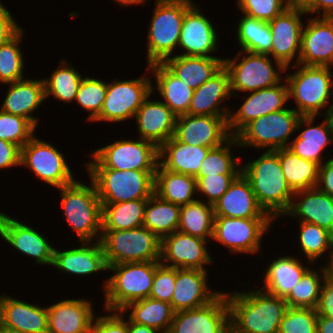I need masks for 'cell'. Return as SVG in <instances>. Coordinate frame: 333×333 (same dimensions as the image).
<instances>
[{
  "label": "cell",
  "instance_id": "6da1fadb",
  "mask_svg": "<svg viewBox=\"0 0 333 333\" xmlns=\"http://www.w3.org/2000/svg\"><path fill=\"white\" fill-rule=\"evenodd\" d=\"M230 312V333H278L288 308L283 298L261 289L226 293Z\"/></svg>",
  "mask_w": 333,
  "mask_h": 333
},
{
  "label": "cell",
  "instance_id": "7a4b0ae2",
  "mask_svg": "<svg viewBox=\"0 0 333 333\" xmlns=\"http://www.w3.org/2000/svg\"><path fill=\"white\" fill-rule=\"evenodd\" d=\"M258 204L273 219L282 217L290 208L294 192L286 182L278 155L265 151L254 161L242 165Z\"/></svg>",
  "mask_w": 333,
  "mask_h": 333
},
{
  "label": "cell",
  "instance_id": "3957f363",
  "mask_svg": "<svg viewBox=\"0 0 333 333\" xmlns=\"http://www.w3.org/2000/svg\"><path fill=\"white\" fill-rule=\"evenodd\" d=\"M90 181L91 186L75 180L58 188L64 217L80 242L100 241L102 233V204L95 184Z\"/></svg>",
  "mask_w": 333,
  "mask_h": 333
},
{
  "label": "cell",
  "instance_id": "277c9868",
  "mask_svg": "<svg viewBox=\"0 0 333 333\" xmlns=\"http://www.w3.org/2000/svg\"><path fill=\"white\" fill-rule=\"evenodd\" d=\"M160 261L109 265L115 272L104 282L105 309L122 311L129 303L149 297Z\"/></svg>",
  "mask_w": 333,
  "mask_h": 333
},
{
  "label": "cell",
  "instance_id": "5b68a950",
  "mask_svg": "<svg viewBox=\"0 0 333 333\" xmlns=\"http://www.w3.org/2000/svg\"><path fill=\"white\" fill-rule=\"evenodd\" d=\"M193 4L188 0L155 1L147 33V65L162 63L175 54L185 13Z\"/></svg>",
  "mask_w": 333,
  "mask_h": 333
},
{
  "label": "cell",
  "instance_id": "8992f818",
  "mask_svg": "<svg viewBox=\"0 0 333 333\" xmlns=\"http://www.w3.org/2000/svg\"><path fill=\"white\" fill-rule=\"evenodd\" d=\"M100 242L108 266L160 261L161 239L141 226L125 230H102Z\"/></svg>",
  "mask_w": 333,
  "mask_h": 333
},
{
  "label": "cell",
  "instance_id": "52a82bcc",
  "mask_svg": "<svg viewBox=\"0 0 333 333\" xmlns=\"http://www.w3.org/2000/svg\"><path fill=\"white\" fill-rule=\"evenodd\" d=\"M300 66V67H299ZM299 67L295 73L284 76L297 107L294 109L300 116H322V109L329 106L332 96V67L293 65Z\"/></svg>",
  "mask_w": 333,
  "mask_h": 333
},
{
  "label": "cell",
  "instance_id": "ba28073f",
  "mask_svg": "<svg viewBox=\"0 0 333 333\" xmlns=\"http://www.w3.org/2000/svg\"><path fill=\"white\" fill-rule=\"evenodd\" d=\"M101 204L147 200L155 190L156 171L87 169Z\"/></svg>",
  "mask_w": 333,
  "mask_h": 333
},
{
  "label": "cell",
  "instance_id": "9c48e42d",
  "mask_svg": "<svg viewBox=\"0 0 333 333\" xmlns=\"http://www.w3.org/2000/svg\"><path fill=\"white\" fill-rule=\"evenodd\" d=\"M93 160L86 162V169H115L120 171H156L159 148L150 141L117 140L91 153Z\"/></svg>",
  "mask_w": 333,
  "mask_h": 333
},
{
  "label": "cell",
  "instance_id": "30bf717a",
  "mask_svg": "<svg viewBox=\"0 0 333 333\" xmlns=\"http://www.w3.org/2000/svg\"><path fill=\"white\" fill-rule=\"evenodd\" d=\"M241 54H245V56ZM240 56L243 58L241 61L238 59ZM271 59L268 54L241 50L235 58L224 59V67L230 74L232 95L236 96L234 91L253 92L281 83L283 76H280V73L285 72L286 68L280 62L276 60L272 62ZM274 63L279 73L275 69Z\"/></svg>",
  "mask_w": 333,
  "mask_h": 333
},
{
  "label": "cell",
  "instance_id": "8fae6325",
  "mask_svg": "<svg viewBox=\"0 0 333 333\" xmlns=\"http://www.w3.org/2000/svg\"><path fill=\"white\" fill-rule=\"evenodd\" d=\"M301 116L293 109H283L261 116L247 124L237 135L239 147L275 151L288 148ZM289 142V143H288Z\"/></svg>",
  "mask_w": 333,
  "mask_h": 333
},
{
  "label": "cell",
  "instance_id": "7c38bea8",
  "mask_svg": "<svg viewBox=\"0 0 333 333\" xmlns=\"http://www.w3.org/2000/svg\"><path fill=\"white\" fill-rule=\"evenodd\" d=\"M149 77L113 80L107 83V93L100 114L93 120L121 122L135 117L143 101L155 90Z\"/></svg>",
  "mask_w": 333,
  "mask_h": 333
},
{
  "label": "cell",
  "instance_id": "4fadbf2b",
  "mask_svg": "<svg viewBox=\"0 0 333 333\" xmlns=\"http://www.w3.org/2000/svg\"><path fill=\"white\" fill-rule=\"evenodd\" d=\"M21 165L30 168L37 178L56 188L76 180L63 153L35 136L21 148Z\"/></svg>",
  "mask_w": 333,
  "mask_h": 333
},
{
  "label": "cell",
  "instance_id": "5bb4252c",
  "mask_svg": "<svg viewBox=\"0 0 333 333\" xmlns=\"http://www.w3.org/2000/svg\"><path fill=\"white\" fill-rule=\"evenodd\" d=\"M273 218H230L215 216L213 240L229 248L231 253H257L261 239Z\"/></svg>",
  "mask_w": 333,
  "mask_h": 333
},
{
  "label": "cell",
  "instance_id": "9a60e30c",
  "mask_svg": "<svg viewBox=\"0 0 333 333\" xmlns=\"http://www.w3.org/2000/svg\"><path fill=\"white\" fill-rule=\"evenodd\" d=\"M168 333H230V312L226 293L205 306L175 312Z\"/></svg>",
  "mask_w": 333,
  "mask_h": 333
},
{
  "label": "cell",
  "instance_id": "2e32d148",
  "mask_svg": "<svg viewBox=\"0 0 333 333\" xmlns=\"http://www.w3.org/2000/svg\"><path fill=\"white\" fill-rule=\"evenodd\" d=\"M306 13L302 8H287L268 22L272 34V45L268 55L280 62L286 70L294 58L296 63L293 65L299 62L304 27L301 16Z\"/></svg>",
  "mask_w": 333,
  "mask_h": 333
},
{
  "label": "cell",
  "instance_id": "e0dca14e",
  "mask_svg": "<svg viewBox=\"0 0 333 333\" xmlns=\"http://www.w3.org/2000/svg\"><path fill=\"white\" fill-rule=\"evenodd\" d=\"M229 116H209L185 114L176 118L174 137L181 143L191 146L215 148L230 137Z\"/></svg>",
  "mask_w": 333,
  "mask_h": 333
},
{
  "label": "cell",
  "instance_id": "ac0fdd59",
  "mask_svg": "<svg viewBox=\"0 0 333 333\" xmlns=\"http://www.w3.org/2000/svg\"><path fill=\"white\" fill-rule=\"evenodd\" d=\"M249 93L239 109L229 113L228 129L231 136H236L247 124L261 116L287 109L283 106L290 99L286 80L285 83Z\"/></svg>",
  "mask_w": 333,
  "mask_h": 333
},
{
  "label": "cell",
  "instance_id": "d6986e66",
  "mask_svg": "<svg viewBox=\"0 0 333 333\" xmlns=\"http://www.w3.org/2000/svg\"><path fill=\"white\" fill-rule=\"evenodd\" d=\"M207 242L202 238L175 231L161 239L160 262L178 269L206 270L205 265L213 262L206 248Z\"/></svg>",
  "mask_w": 333,
  "mask_h": 333
},
{
  "label": "cell",
  "instance_id": "ffe728a7",
  "mask_svg": "<svg viewBox=\"0 0 333 333\" xmlns=\"http://www.w3.org/2000/svg\"><path fill=\"white\" fill-rule=\"evenodd\" d=\"M298 65L333 66V17L317 16L307 21Z\"/></svg>",
  "mask_w": 333,
  "mask_h": 333
},
{
  "label": "cell",
  "instance_id": "44dd1931",
  "mask_svg": "<svg viewBox=\"0 0 333 333\" xmlns=\"http://www.w3.org/2000/svg\"><path fill=\"white\" fill-rule=\"evenodd\" d=\"M217 38L216 28L194 3L182 22L178 46L185 53L179 55L213 57L211 53L218 49Z\"/></svg>",
  "mask_w": 333,
  "mask_h": 333
},
{
  "label": "cell",
  "instance_id": "7402d4cb",
  "mask_svg": "<svg viewBox=\"0 0 333 333\" xmlns=\"http://www.w3.org/2000/svg\"><path fill=\"white\" fill-rule=\"evenodd\" d=\"M0 236L18 251L34 257L37 264L52 266L55 248L28 224L6 215L0 224Z\"/></svg>",
  "mask_w": 333,
  "mask_h": 333
},
{
  "label": "cell",
  "instance_id": "603a6c76",
  "mask_svg": "<svg viewBox=\"0 0 333 333\" xmlns=\"http://www.w3.org/2000/svg\"><path fill=\"white\" fill-rule=\"evenodd\" d=\"M207 276L206 270L176 268V282L170 303L175 312L205 306L221 293L210 291Z\"/></svg>",
  "mask_w": 333,
  "mask_h": 333
},
{
  "label": "cell",
  "instance_id": "cb8c5ba5",
  "mask_svg": "<svg viewBox=\"0 0 333 333\" xmlns=\"http://www.w3.org/2000/svg\"><path fill=\"white\" fill-rule=\"evenodd\" d=\"M139 138L153 142L158 148L174 136L177 116L160 100L143 101L135 114Z\"/></svg>",
  "mask_w": 333,
  "mask_h": 333
},
{
  "label": "cell",
  "instance_id": "d4e9b609",
  "mask_svg": "<svg viewBox=\"0 0 333 333\" xmlns=\"http://www.w3.org/2000/svg\"><path fill=\"white\" fill-rule=\"evenodd\" d=\"M0 318L7 330L18 333H48L47 307L0 295Z\"/></svg>",
  "mask_w": 333,
  "mask_h": 333
},
{
  "label": "cell",
  "instance_id": "484cf974",
  "mask_svg": "<svg viewBox=\"0 0 333 333\" xmlns=\"http://www.w3.org/2000/svg\"><path fill=\"white\" fill-rule=\"evenodd\" d=\"M215 216L230 218H272L258 204L249 180L242 172L213 205Z\"/></svg>",
  "mask_w": 333,
  "mask_h": 333
},
{
  "label": "cell",
  "instance_id": "4316f807",
  "mask_svg": "<svg viewBox=\"0 0 333 333\" xmlns=\"http://www.w3.org/2000/svg\"><path fill=\"white\" fill-rule=\"evenodd\" d=\"M86 299H66L47 307L48 333H89L95 318Z\"/></svg>",
  "mask_w": 333,
  "mask_h": 333
},
{
  "label": "cell",
  "instance_id": "83f0119b",
  "mask_svg": "<svg viewBox=\"0 0 333 333\" xmlns=\"http://www.w3.org/2000/svg\"><path fill=\"white\" fill-rule=\"evenodd\" d=\"M292 200L295 201H292L283 216L295 217L299 219L298 222L316 224L333 234V197L314 187L294 192Z\"/></svg>",
  "mask_w": 333,
  "mask_h": 333
},
{
  "label": "cell",
  "instance_id": "f1b7e54d",
  "mask_svg": "<svg viewBox=\"0 0 333 333\" xmlns=\"http://www.w3.org/2000/svg\"><path fill=\"white\" fill-rule=\"evenodd\" d=\"M81 242V246L65 251L54 249L52 267L78 276L91 275L108 270V264L100 241Z\"/></svg>",
  "mask_w": 333,
  "mask_h": 333
},
{
  "label": "cell",
  "instance_id": "f546056e",
  "mask_svg": "<svg viewBox=\"0 0 333 333\" xmlns=\"http://www.w3.org/2000/svg\"><path fill=\"white\" fill-rule=\"evenodd\" d=\"M229 71L223 67L211 79L194 90L188 114L229 116L231 109L221 107L222 103L231 96Z\"/></svg>",
  "mask_w": 333,
  "mask_h": 333
},
{
  "label": "cell",
  "instance_id": "4dcf8cb0",
  "mask_svg": "<svg viewBox=\"0 0 333 333\" xmlns=\"http://www.w3.org/2000/svg\"><path fill=\"white\" fill-rule=\"evenodd\" d=\"M9 85L7 95L0 109L4 112L27 119L35 128L38 120L32 112L42 105L45 98L43 79H22Z\"/></svg>",
  "mask_w": 333,
  "mask_h": 333
},
{
  "label": "cell",
  "instance_id": "1f68e13d",
  "mask_svg": "<svg viewBox=\"0 0 333 333\" xmlns=\"http://www.w3.org/2000/svg\"><path fill=\"white\" fill-rule=\"evenodd\" d=\"M315 118L316 116H301L299 118L296 130H299L304 125L307 128L300 131L294 140L292 139L288 149L297 156L321 166L324 161L322 152L333 141V128L326 117H324L325 120L320 125L311 126Z\"/></svg>",
  "mask_w": 333,
  "mask_h": 333
},
{
  "label": "cell",
  "instance_id": "d6a6232c",
  "mask_svg": "<svg viewBox=\"0 0 333 333\" xmlns=\"http://www.w3.org/2000/svg\"><path fill=\"white\" fill-rule=\"evenodd\" d=\"M162 64L178 79L196 90L224 67V59L216 56L175 55L166 58Z\"/></svg>",
  "mask_w": 333,
  "mask_h": 333
},
{
  "label": "cell",
  "instance_id": "836d02e7",
  "mask_svg": "<svg viewBox=\"0 0 333 333\" xmlns=\"http://www.w3.org/2000/svg\"><path fill=\"white\" fill-rule=\"evenodd\" d=\"M210 149L181 143L173 136L159 147V164L165 170L195 176Z\"/></svg>",
  "mask_w": 333,
  "mask_h": 333
},
{
  "label": "cell",
  "instance_id": "e575fe53",
  "mask_svg": "<svg viewBox=\"0 0 333 333\" xmlns=\"http://www.w3.org/2000/svg\"><path fill=\"white\" fill-rule=\"evenodd\" d=\"M148 70L154 74L158 94L178 117L188 114L194 90L172 74L162 63H153Z\"/></svg>",
  "mask_w": 333,
  "mask_h": 333
},
{
  "label": "cell",
  "instance_id": "d590c367",
  "mask_svg": "<svg viewBox=\"0 0 333 333\" xmlns=\"http://www.w3.org/2000/svg\"><path fill=\"white\" fill-rule=\"evenodd\" d=\"M309 268L311 267H304L299 259L283 255L268 266L264 286L260 289L285 299Z\"/></svg>",
  "mask_w": 333,
  "mask_h": 333
},
{
  "label": "cell",
  "instance_id": "8d00e7d4",
  "mask_svg": "<svg viewBox=\"0 0 333 333\" xmlns=\"http://www.w3.org/2000/svg\"><path fill=\"white\" fill-rule=\"evenodd\" d=\"M154 193L162 200L177 205H186L197 199V184L194 176L165 170L159 163L155 173Z\"/></svg>",
  "mask_w": 333,
  "mask_h": 333
},
{
  "label": "cell",
  "instance_id": "74e56055",
  "mask_svg": "<svg viewBox=\"0 0 333 333\" xmlns=\"http://www.w3.org/2000/svg\"><path fill=\"white\" fill-rule=\"evenodd\" d=\"M274 152L279 157L286 182L293 192L317 186L318 164L297 156L288 148H280Z\"/></svg>",
  "mask_w": 333,
  "mask_h": 333
},
{
  "label": "cell",
  "instance_id": "f35d334b",
  "mask_svg": "<svg viewBox=\"0 0 333 333\" xmlns=\"http://www.w3.org/2000/svg\"><path fill=\"white\" fill-rule=\"evenodd\" d=\"M128 310L131 311L128 318L132 322L162 330V333L169 332L175 315L170 303L149 297L129 303L122 312Z\"/></svg>",
  "mask_w": 333,
  "mask_h": 333
},
{
  "label": "cell",
  "instance_id": "ab89813d",
  "mask_svg": "<svg viewBox=\"0 0 333 333\" xmlns=\"http://www.w3.org/2000/svg\"><path fill=\"white\" fill-rule=\"evenodd\" d=\"M181 206L162 200L155 193L147 199L143 226L160 239L177 231Z\"/></svg>",
  "mask_w": 333,
  "mask_h": 333
},
{
  "label": "cell",
  "instance_id": "60d3db41",
  "mask_svg": "<svg viewBox=\"0 0 333 333\" xmlns=\"http://www.w3.org/2000/svg\"><path fill=\"white\" fill-rule=\"evenodd\" d=\"M214 219L213 205L197 199L181 206L177 231L208 241L213 238Z\"/></svg>",
  "mask_w": 333,
  "mask_h": 333
},
{
  "label": "cell",
  "instance_id": "b9f144b4",
  "mask_svg": "<svg viewBox=\"0 0 333 333\" xmlns=\"http://www.w3.org/2000/svg\"><path fill=\"white\" fill-rule=\"evenodd\" d=\"M147 200L102 204V230H125L143 226Z\"/></svg>",
  "mask_w": 333,
  "mask_h": 333
},
{
  "label": "cell",
  "instance_id": "7bdbcfd3",
  "mask_svg": "<svg viewBox=\"0 0 333 333\" xmlns=\"http://www.w3.org/2000/svg\"><path fill=\"white\" fill-rule=\"evenodd\" d=\"M330 274L331 271L327 265L320 267V271L309 268L284 299L287 302V306L291 308L315 309L319 301L323 282Z\"/></svg>",
  "mask_w": 333,
  "mask_h": 333
},
{
  "label": "cell",
  "instance_id": "ee69618b",
  "mask_svg": "<svg viewBox=\"0 0 333 333\" xmlns=\"http://www.w3.org/2000/svg\"><path fill=\"white\" fill-rule=\"evenodd\" d=\"M236 37L241 51L268 54L272 45V34L268 22L249 16L240 17Z\"/></svg>",
  "mask_w": 333,
  "mask_h": 333
},
{
  "label": "cell",
  "instance_id": "f6af8a7d",
  "mask_svg": "<svg viewBox=\"0 0 333 333\" xmlns=\"http://www.w3.org/2000/svg\"><path fill=\"white\" fill-rule=\"evenodd\" d=\"M230 146V147H229ZM239 146L236 136H231L222 145L208 151L202 161L198 173L194 177H206L209 175H239L242 165L237 158L231 155V147Z\"/></svg>",
  "mask_w": 333,
  "mask_h": 333
},
{
  "label": "cell",
  "instance_id": "bcb514c9",
  "mask_svg": "<svg viewBox=\"0 0 333 333\" xmlns=\"http://www.w3.org/2000/svg\"><path fill=\"white\" fill-rule=\"evenodd\" d=\"M60 66L44 78L45 98L53 96L61 102H72L76 99L78 88L84 76L63 59Z\"/></svg>",
  "mask_w": 333,
  "mask_h": 333
},
{
  "label": "cell",
  "instance_id": "7dc6e473",
  "mask_svg": "<svg viewBox=\"0 0 333 333\" xmlns=\"http://www.w3.org/2000/svg\"><path fill=\"white\" fill-rule=\"evenodd\" d=\"M299 246L307 257V262L311 264L329 251V264L333 253V234L328 230L307 222H299Z\"/></svg>",
  "mask_w": 333,
  "mask_h": 333
},
{
  "label": "cell",
  "instance_id": "c3c4849f",
  "mask_svg": "<svg viewBox=\"0 0 333 333\" xmlns=\"http://www.w3.org/2000/svg\"><path fill=\"white\" fill-rule=\"evenodd\" d=\"M23 38L21 29L14 37L0 46V82L9 84L24 79L23 53L20 43Z\"/></svg>",
  "mask_w": 333,
  "mask_h": 333
},
{
  "label": "cell",
  "instance_id": "681fc988",
  "mask_svg": "<svg viewBox=\"0 0 333 333\" xmlns=\"http://www.w3.org/2000/svg\"><path fill=\"white\" fill-rule=\"evenodd\" d=\"M107 93V83L98 78L83 77L75 101L90 112L88 121H93L101 112Z\"/></svg>",
  "mask_w": 333,
  "mask_h": 333
},
{
  "label": "cell",
  "instance_id": "f907efd6",
  "mask_svg": "<svg viewBox=\"0 0 333 333\" xmlns=\"http://www.w3.org/2000/svg\"><path fill=\"white\" fill-rule=\"evenodd\" d=\"M35 129L27 119L0 109V139L22 148L34 136Z\"/></svg>",
  "mask_w": 333,
  "mask_h": 333
},
{
  "label": "cell",
  "instance_id": "816d5d0a",
  "mask_svg": "<svg viewBox=\"0 0 333 333\" xmlns=\"http://www.w3.org/2000/svg\"><path fill=\"white\" fill-rule=\"evenodd\" d=\"M317 318L316 309L288 307L280 322L278 333H318Z\"/></svg>",
  "mask_w": 333,
  "mask_h": 333
},
{
  "label": "cell",
  "instance_id": "f5cc1de1",
  "mask_svg": "<svg viewBox=\"0 0 333 333\" xmlns=\"http://www.w3.org/2000/svg\"><path fill=\"white\" fill-rule=\"evenodd\" d=\"M236 2L244 15L264 22L273 20L288 8L285 0H237Z\"/></svg>",
  "mask_w": 333,
  "mask_h": 333
},
{
  "label": "cell",
  "instance_id": "db71d44e",
  "mask_svg": "<svg viewBox=\"0 0 333 333\" xmlns=\"http://www.w3.org/2000/svg\"><path fill=\"white\" fill-rule=\"evenodd\" d=\"M176 282V268L163 265L156 266L151 293L149 298L171 303Z\"/></svg>",
  "mask_w": 333,
  "mask_h": 333
},
{
  "label": "cell",
  "instance_id": "11a10c76",
  "mask_svg": "<svg viewBox=\"0 0 333 333\" xmlns=\"http://www.w3.org/2000/svg\"><path fill=\"white\" fill-rule=\"evenodd\" d=\"M238 175H209L195 177L197 193L208 198L207 203L214 205L228 190L230 184Z\"/></svg>",
  "mask_w": 333,
  "mask_h": 333
},
{
  "label": "cell",
  "instance_id": "9f6ffc18",
  "mask_svg": "<svg viewBox=\"0 0 333 333\" xmlns=\"http://www.w3.org/2000/svg\"><path fill=\"white\" fill-rule=\"evenodd\" d=\"M125 313L112 311V314L93 319L89 333H128V320H124Z\"/></svg>",
  "mask_w": 333,
  "mask_h": 333
},
{
  "label": "cell",
  "instance_id": "6f0895ef",
  "mask_svg": "<svg viewBox=\"0 0 333 333\" xmlns=\"http://www.w3.org/2000/svg\"><path fill=\"white\" fill-rule=\"evenodd\" d=\"M318 315L333 319V274L331 273L323 282L317 307Z\"/></svg>",
  "mask_w": 333,
  "mask_h": 333
},
{
  "label": "cell",
  "instance_id": "680465c9",
  "mask_svg": "<svg viewBox=\"0 0 333 333\" xmlns=\"http://www.w3.org/2000/svg\"><path fill=\"white\" fill-rule=\"evenodd\" d=\"M21 29L10 11L0 2V46L14 37Z\"/></svg>",
  "mask_w": 333,
  "mask_h": 333
},
{
  "label": "cell",
  "instance_id": "91938a15",
  "mask_svg": "<svg viewBox=\"0 0 333 333\" xmlns=\"http://www.w3.org/2000/svg\"><path fill=\"white\" fill-rule=\"evenodd\" d=\"M21 148L14 143L0 139V169L20 165Z\"/></svg>",
  "mask_w": 333,
  "mask_h": 333
},
{
  "label": "cell",
  "instance_id": "94428289",
  "mask_svg": "<svg viewBox=\"0 0 333 333\" xmlns=\"http://www.w3.org/2000/svg\"><path fill=\"white\" fill-rule=\"evenodd\" d=\"M320 191L333 197V157L319 166L318 183L316 186Z\"/></svg>",
  "mask_w": 333,
  "mask_h": 333
},
{
  "label": "cell",
  "instance_id": "6125c7cd",
  "mask_svg": "<svg viewBox=\"0 0 333 333\" xmlns=\"http://www.w3.org/2000/svg\"><path fill=\"white\" fill-rule=\"evenodd\" d=\"M305 11L307 14L317 12V14L322 17H333V0H312L311 4L305 9ZM320 11L323 12L322 15V12Z\"/></svg>",
  "mask_w": 333,
  "mask_h": 333
},
{
  "label": "cell",
  "instance_id": "be15d7a7",
  "mask_svg": "<svg viewBox=\"0 0 333 333\" xmlns=\"http://www.w3.org/2000/svg\"><path fill=\"white\" fill-rule=\"evenodd\" d=\"M316 329L318 333H333V319L318 315Z\"/></svg>",
  "mask_w": 333,
  "mask_h": 333
},
{
  "label": "cell",
  "instance_id": "e7e4bbea",
  "mask_svg": "<svg viewBox=\"0 0 333 333\" xmlns=\"http://www.w3.org/2000/svg\"><path fill=\"white\" fill-rule=\"evenodd\" d=\"M162 333V331H159L158 329L148 327L146 325H140L132 322L128 318V333Z\"/></svg>",
  "mask_w": 333,
  "mask_h": 333
},
{
  "label": "cell",
  "instance_id": "03108f58",
  "mask_svg": "<svg viewBox=\"0 0 333 333\" xmlns=\"http://www.w3.org/2000/svg\"><path fill=\"white\" fill-rule=\"evenodd\" d=\"M312 0H285V3L288 8H302L306 9Z\"/></svg>",
  "mask_w": 333,
  "mask_h": 333
},
{
  "label": "cell",
  "instance_id": "003e7915",
  "mask_svg": "<svg viewBox=\"0 0 333 333\" xmlns=\"http://www.w3.org/2000/svg\"><path fill=\"white\" fill-rule=\"evenodd\" d=\"M323 114H324V116L326 117L327 121L330 123V125L333 128V103L329 104L328 109Z\"/></svg>",
  "mask_w": 333,
  "mask_h": 333
},
{
  "label": "cell",
  "instance_id": "a7ac6f4b",
  "mask_svg": "<svg viewBox=\"0 0 333 333\" xmlns=\"http://www.w3.org/2000/svg\"><path fill=\"white\" fill-rule=\"evenodd\" d=\"M114 1H116V2H118L120 5H135V4H142V3H144L146 0H114Z\"/></svg>",
  "mask_w": 333,
  "mask_h": 333
},
{
  "label": "cell",
  "instance_id": "89a4df30",
  "mask_svg": "<svg viewBox=\"0 0 333 333\" xmlns=\"http://www.w3.org/2000/svg\"><path fill=\"white\" fill-rule=\"evenodd\" d=\"M327 267L329 268V270L333 274V253H332L331 260H330L329 264L327 265Z\"/></svg>",
  "mask_w": 333,
  "mask_h": 333
},
{
  "label": "cell",
  "instance_id": "2644e50d",
  "mask_svg": "<svg viewBox=\"0 0 333 333\" xmlns=\"http://www.w3.org/2000/svg\"><path fill=\"white\" fill-rule=\"evenodd\" d=\"M6 328L4 327L2 320L0 318V333H3Z\"/></svg>",
  "mask_w": 333,
  "mask_h": 333
},
{
  "label": "cell",
  "instance_id": "8c879c8a",
  "mask_svg": "<svg viewBox=\"0 0 333 333\" xmlns=\"http://www.w3.org/2000/svg\"><path fill=\"white\" fill-rule=\"evenodd\" d=\"M6 215L7 214L0 212V224L3 222Z\"/></svg>",
  "mask_w": 333,
  "mask_h": 333
},
{
  "label": "cell",
  "instance_id": "753ad0ef",
  "mask_svg": "<svg viewBox=\"0 0 333 333\" xmlns=\"http://www.w3.org/2000/svg\"><path fill=\"white\" fill-rule=\"evenodd\" d=\"M3 333H18V332H14V331H10V330L5 329Z\"/></svg>",
  "mask_w": 333,
  "mask_h": 333
}]
</instances>
